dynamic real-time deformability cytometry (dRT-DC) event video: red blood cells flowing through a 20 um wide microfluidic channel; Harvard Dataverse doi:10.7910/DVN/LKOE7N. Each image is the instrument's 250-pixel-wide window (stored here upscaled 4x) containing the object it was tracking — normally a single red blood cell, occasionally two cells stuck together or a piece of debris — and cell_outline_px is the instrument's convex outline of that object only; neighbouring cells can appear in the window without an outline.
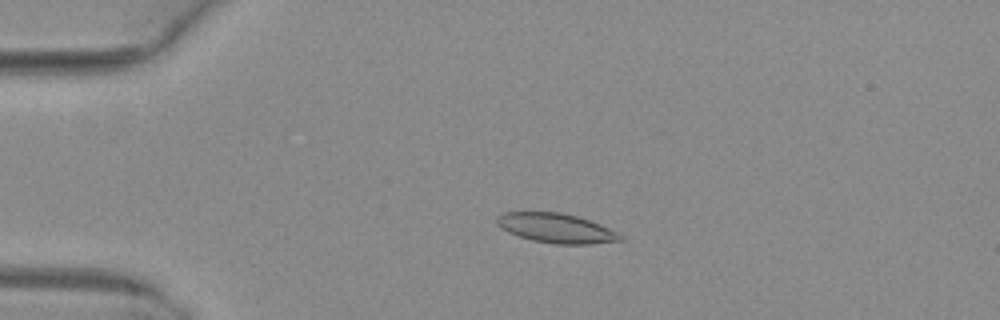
{"species": "common noctule bat (a hibernating species)", "species_latin": "Nyctalus noctula", "temperature_condition": "warm", "stored_images_in_passage": 4, "camera_frame_rate_fps": 3000, "um_per_image_px": 0.085, "animal": {"sex": "female", "body_mass_g": 29.2, "forearm_length_mm": 56.3}, "frame": {"image": 1, "passage_image": 3, "time_ms": 0.667, "image_size_px": [1000, 320], "cell_outline_px": [[624, 240], [588, 244], [556, 244], [532, 240], [508, 232], [500, 228], [496, 224], [496, 216], [504, 212], [560, 212], [576, 216], [600, 224], [624, 236]], "centroid_in_image_um": [47.25, 19.39], "position_along_channel_um": 37.8, "area_um2": 21.15}}